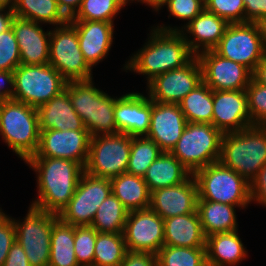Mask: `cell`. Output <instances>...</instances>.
Returning a JSON list of instances; mask_svg holds the SVG:
<instances>
[{
  "instance_id": "obj_3",
  "label": "cell",
  "mask_w": 266,
  "mask_h": 266,
  "mask_svg": "<svg viewBox=\"0 0 266 266\" xmlns=\"http://www.w3.org/2000/svg\"><path fill=\"white\" fill-rule=\"evenodd\" d=\"M219 162L251 183L266 164V125L223 134Z\"/></svg>"
},
{
  "instance_id": "obj_24",
  "label": "cell",
  "mask_w": 266,
  "mask_h": 266,
  "mask_svg": "<svg viewBox=\"0 0 266 266\" xmlns=\"http://www.w3.org/2000/svg\"><path fill=\"white\" fill-rule=\"evenodd\" d=\"M228 25L226 20L204 9L181 30V33L190 50L197 56L200 52L213 50L224 36Z\"/></svg>"
},
{
  "instance_id": "obj_40",
  "label": "cell",
  "mask_w": 266,
  "mask_h": 266,
  "mask_svg": "<svg viewBox=\"0 0 266 266\" xmlns=\"http://www.w3.org/2000/svg\"><path fill=\"white\" fill-rule=\"evenodd\" d=\"M167 10L170 13L168 18L172 15L179 20L188 21L184 26L171 27L162 25L152 26L163 31H181L187 24H189L196 16H198L205 9V2L203 0H169Z\"/></svg>"
},
{
  "instance_id": "obj_47",
  "label": "cell",
  "mask_w": 266,
  "mask_h": 266,
  "mask_svg": "<svg viewBox=\"0 0 266 266\" xmlns=\"http://www.w3.org/2000/svg\"><path fill=\"white\" fill-rule=\"evenodd\" d=\"M245 5V22H256L266 15V0H243Z\"/></svg>"
},
{
  "instance_id": "obj_15",
  "label": "cell",
  "mask_w": 266,
  "mask_h": 266,
  "mask_svg": "<svg viewBox=\"0 0 266 266\" xmlns=\"http://www.w3.org/2000/svg\"><path fill=\"white\" fill-rule=\"evenodd\" d=\"M123 235L127 250L156 255L164 245V219L150 207L129 211Z\"/></svg>"
},
{
  "instance_id": "obj_1",
  "label": "cell",
  "mask_w": 266,
  "mask_h": 266,
  "mask_svg": "<svg viewBox=\"0 0 266 266\" xmlns=\"http://www.w3.org/2000/svg\"><path fill=\"white\" fill-rule=\"evenodd\" d=\"M25 163L37 174L38 195L30 205L59 215L75 193L84 166L73 160L50 157H30Z\"/></svg>"
},
{
  "instance_id": "obj_54",
  "label": "cell",
  "mask_w": 266,
  "mask_h": 266,
  "mask_svg": "<svg viewBox=\"0 0 266 266\" xmlns=\"http://www.w3.org/2000/svg\"><path fill=\"white\" fill-rule=\"evenodd\" d=\"M255 24L258 27L259 35L261 36L262 42L266 49V15L259 18Z\"/></svg>"
},
{
  "instance_id": "obj_36",
  "label": "cell",
  "mask_w": 266,
  "mask_h": 266,
  "mask_svg": "<svg viewBox=\"0 0 266 266\" xmlns=\"http://www.w3.org/2000/svg\"><path fill=\"white\" fill-rule=\"evenodd\" d=\"M162 152L160 147L151 138L147 136L132 137L127 173L143 177L148 167Z\"/></svg>"
},
{
  "instance_id": "obj_46",
  "label": "cell",
  "mask_w": 266,
  "mask_h": 266,
  "mask_svg": "<svg viewBox=\"0 0 266 266\" xmlns=\"http://www.w3.org/2000/svg\"><path fill=\"white\" fill-rule=\"evenodd\" d=\"M119 266H158V261L153 253L127 250Z\"/></svg>"
},
{
  "instance_id": "obj_41",
  "label": "cell",
  "mask_w": 266,
  "mask_h": 266,
  "mask_svg": "<svg viewBox=\"0 0 266 266\" xmlns=\"http://www.w3.org/2000/svg\"><path fill=\"white\" fill-rule=\"evenodd\" d=\"M245 91L253 125H266V86L251 78Z\"/></svg>"
},
{
  "instance_id": "obj_43",
  "label": "cell",
  "mask_w": 266,
  "mask_h": 266,
  "mask_svg": "<svg viewBox=\"0 0 266 266\" xmlns=\"http://www.w3.org/2000/svg\"><path fill=\"white\" fill-rule=\"evenodd\" d=\"M20 64L18 42L11 27L0 33V71L13 72Z\"/></svg>"
},
{
  "instance_id": "obj_8",
  "label": "cell",
  "mask_w": 266,
  "mask_h": 266,
  "mask_svg": "<svg viewBox=\"0 0 266 266\" xmlns=\"http://www.w3.org/2000/svg\"><path fill=\"white\" fill-rule=\"evenodd\" d=\"M13 99L34 108L60 94L67 84L63 76L49 63L20 64L14 71Z\"/></svg>"
},
{
  "instance_id": "obj_32",
  "label": "cell",
  "mask_w": 266,
  "mask_h": 266,
  "mask_svg": "<svg viewBox=\"0 0 266 266\" xmlns=\"http://www.w3.org/2000/svg\"><path fill=\"white\" fill-rule=\"evenodd\" d=\"M187 122L212 124L213 90L203 81L179 103Z\"/></svg>"
},
{
  "instance_id": "obj_53",
  "label": "cell",
  "mask_w": 266,
  "mask_h": 266,
  "mask_svg": "<svg viewBox=\"0 0 266 266\" xmlns=\"http://www.w3.org/2000/svg\"><path fill=\"white\" fill-rule=\"evenodd\" d=\"M131 2H140L142 4L146 3V5L152 7L153 11H158L163 7L166 6L169 0H129Z\"/></svg>"
},
{
  "instance_id": "obj_45",
  "label": "cell",
  "mask_w": 266,
  "mask_h": 266,
  "mask_svg": "<svg viewBox=\"0 0 266 266\" xmlns=\"http://www.w3.org/2000/svg\"><path fill=\"white\" fill-rule=\"evenodd\" d=\"M251 202L266 207V164L258 171L250 183Z\"/></svg>"
},
{
  "instance_id": "obj_20",
  "label": "cell",
  "mask_w": 266,
  "mask_h": 266,
  "mask_svg": "<svg viewBox=\"0 0 266 266\" xmlns=\"http://www.w3.org/2000/svg\"><path fill=\"white\" fill-rule=\"evenodd\" d=\"M198 186L192 174L181 184L151 192L150 208L162 219L197 211Z\"/></svg>"
},
{
  "instance_id": "obj_23",
  "label": "cell",
  "mask_w": 266,
  "mask_h": 266,
  "mask_svg": "<svg viewBox=\"0 0 266 266\" xmlns=\"http://www.w3.org/2000/svg\"><path fill=\"white\" fill-rule=\"evenodd\" d=\"M77 30L84 60L93 68L102 62L113 44L114 23L106 21H69Z\"/></svg>"
},
{
  "instance_id": "obj_2",
  "label": "cell",
  "mask_w": 266,
  "mask_h": 266,
  "mask_svg": "<svg viewBox=\"0 0 266 266\" xmlns=\"http://www.w3.org/2000/svg\"><path fill=\"white\" fill-rule=\"evenodd\" d=\"M148 41L130 57L124 70L146 76L147 84L156 76L188 64L196 55L181 31L152 28Z\"/></svg>"
},
{
  "instance_id": "obj_14",
  "label": "cell",
  "mask_w": 266,
  "mask_h": 266,
  "mask_svg": "<svg viewBox=\"0 0 266 266\" xmlns=\"http://www.w3.org/2000/svg\"><path fill=\"white\" fill-rule=\"evenodd\" d=\"M202 81V67L195 56L185 66L156 76L146 91L154 102L179 104Z\"/></svg>"
},
{
  "instance_id": "obj_9",
  "label": "cell",
  "mask_w": 266,
  "mask_h": 266,
  "mask_svg": "<svg viewBox=\"0 0 266 266\" xmlns=\"http://www.w3.org/2000/svg\"><path fill=\"white\" fill-rule=\"evenodd\" d=\"M131 144L132 137L124 133L91 137L85 172L107 179L127 172Z\"/></svg>"
},
{
  "instance_id": "obj_35",
  "label": "cell",
  "mask_w": 266,
  "mask_h": 266,
  "mask_svg": "<svg viewBox=\"0 0 266 266\" xmlns=\"http://www.w3.org/2000/svg\"><path fill=\"white\" fill-rule=\"evenodd\" d=\"M93 266H119L127 252L123 233L97 232Z\"/></svg>"
},
{
  "instance_id": "obj_48",
  "label": "cell",
  "mask_w": 266,
  "mask_h": 266,
  "mask_svg": "<svg viewBox=\"0 0 266 266\" xmlns=\"http://www.w3.org/2000/svg\"><path fill=\"white\" fill-rule=\"evenodd\" d=\"M3 266H31L25 251L17 241L11 246Z\"/></svg>"
},
{
  "instance_id": "obj_42",
  "label": "cell",
  "mask_w": 266,
  "mask_h": 266,
  "mask_svg": "<svg viewBox=\"0 0 266 266\" xmlns=\"http://www.w3.org/2000/svg\"><path fill=\"white\" fill-rule=\"evenodd\" d=\"M205 9L231 23L245 22L243 0H206Z\"/></svg>"
},
{
  "instance_id": "obj_6",
  "label": "cell",
  "mask_w": 266,
  "mask_h": 266,
  "mask_svg": "<svg viewBox=\"0 0 266 266\" xmlns=\"http://www.w3.org/2000/svg\"><path fill=\"white\" fill-rule=\"evenodd\" d=\"M198 199L246 208L251 204L250 183L219 161L197 170Z\"/></svg>"
},
{
  "instance_id": "obj_4",
  "label": "cell",
  "mask_w": 266,
  "mask_h": 266,
  "mask_svg": "<svg viewBox=\"0 0 266 266\" xmlns=\"http://www.w3.org/2000/svg\"><path fill=\"white\" fill-rule=\"evenodd\" d=\"M92 80L67 82L64 90L91 137L116 134L114 109L118 97L100 90Z\"/></svg>"
},
{
  "instance_id": "obj_10",
  "label": "cell",
  "mask_w": 266,
  "mask_h": 266,
  "mask_svg": "<svg viewBox=\"0 0 266 266\" xmlns=\"http://www.w3.org/2000/svg\"><path fill=\"white\" fill-rule=\"evenodd\" d=\"M49 64L67 82L93 79L92 68L84 60L76 28L68 21L51 29Z\"/></svg>"
},
{
  "instance_id": "obj_25",
  "label": "cell",
  "mask_w": 266,
  "mask_h": 266,
  "mask_svg": "<svg viewBox=\"0 0 266 266\" xmlns=\"http://www.w3.org/2000/svg\"><path fill=\"white\" fill-rule=\"evenodd\" d=\"M37 113L40 130H87L65 90L39 106Z\"/></svg>"
},
{
  "instance_id": "obj_21",
  "label": "cell",
  "mask_w": 266,
  "mask_h": 266,
  "mask_svg": "<svg viewBox=\"0 0 266 266\" xmlns=\"http://www.w3.org/2000/svg\"><path fill=\"white\" fill-rule=\"evenodd\" d=\"M187 124L179 104L152 101L150 129L147 137L163 152H171Z\"/></svg>"
},
{
  "instance_id": "obj_12",
  "label": "cell",
  "mask_w": 266,
  "mask_h": 266,
  "mask_svg": "<svg viewBox=\"0 0 266 266\" xmlns=\"http://www.w3.org/2000/svg\"><path fill=\"white\" fill-rule=\"evenodd\" d=\"M213 50L223 58L244 65L251 72L266 56V49L255 22L229 24Z\"/></svg>"
},
{
  "instance_id": "obj_27",
  "label": "cell",
  "mask_w": 266,
  "mask_h": 266,
  "mask_svg": "<svg viewBox=\"0 0 266 266\" xmlns=\"http://www.w3.org/2000/svg\"><path fill=\"white\" fill-rule=\"evenodd\" d=\"M245 248L238 230L212 234L206 237L207 266H236L248 257Z\"/></svg>"
},
{
  "instance_id": "obj_13",
  "label": "cell",
  "mask_w": 266,
  "mask_h": 266,
  "mask_svg": "<svg viewBox=\"0 0 266 266\" xmlns=\"http://www.w3.org/2000/svg\"><path fill=\"white\" fill-rule=\"evenodd\" d=\"M111 193L110 179L84 172L68 205L58 216L72 226L91 225L98 207Z\"/></svg>"
},
{
  "instance_id": "obj_34",
  "label": "cell",
  "mask_w": 266,
  "mask_h": 266,
  "mask_svg": "<svg viewBox=\"0 0 266 266\" xmlns=\"http://www.w3.org/2000/svg\"><path fill=\"white\" fill-rule=\"evenodd\" d=\"M128 212L111 193L98 207L91 226L100 233H123Z\"/></svg>"
},
{
  "instance_id": "obj_52",
  "label": "cell",
  "mask_w": 266,
  "mask_h": 266,
  "mask_svg": "<svg viewBox=\"0 0 266 266\" xmlns=\"http://www.w3.org/2000/svg\"><path fill=\"white\" fill-rule=\"evenodd\" d=\"M252 78L259 84L266 86V56L257 64L252 72Z\"/></svg>"
},
{
  "instance_id": "obj_7",
  "label": "cell",
  "mask_w": 266,
  "mask_h": 266,
  "mask_svg": "<svg viewBox=\"0 0 266 266\" xmlns=\"http://www.w3.org/2000/svg\"><path fill=\"white\" fill-rule=\"evenodd\" d=\"M222 135L213 124L187 122L171 153L194 174L219 161Z\"/></svg>"
},
{
  "instance_id": "obj_29",
  "label": "cell",
  "mask_w": 266,
  "mask_h": 266,
  "mask_svg": "<svg viewBox=\"0 0 266 266\" xmlns=\"http://www.w3.org/2000/svg\"><path fill=\"white\" fill-rule=\"evenodd\" d=\"M235 208L237 206L230 204L197 200V212L205 237L238 230Z\"/></svg>"
},
{
  "instance_id": "obj_22",
  "label": "cell",
  "mask_w": 266,
  "mask_h": 266,
  "mask_svg": "<svg viewBox=\"0 0 266 266\" xmlns=\"http://www.w3.org/2000/svg\"><path fill=\"white\" fill-rule=\"evenodd\" d=\"M12 29L15 33L23 65L49 63L50 31H44L41 23L21 17H14Z\"/></svg>"
},
{
  "instance_id": "obj_28",
  "label": "cell",
  "mask_w": 266,
  "mask_h": 266,
  "mask_svg": "<svg viewBox=\"0 0 266 266\" xmlns=\"http://www.w3.org/2000/svg\"><path fill=\"white\" fill-rule=\"evenodd\" d=\"M192 173L171 153L162 154L148 167L144 181L150 193L186 181Z\"/></svg>"
},
{
  "instance_id": "obj_37",
  "label": "cell",
  "mask_w": 266,
  "mask_h": 266,
  "mask_svg": "<svg viewBox=\"0 0 266 266\" xmlns=\"http://www.w3.org/2000/svg\"><path fill=\"white\" fill-rule=\"evenodd\" d=\"M131 3L129 0H82L78 11L69 21H106L114 23L115 16Z\"/></svg>"
},
{
  "instance_id": "obj_18",
  "label": "cell",
  "mask_w": 266,
  "mask_h": 266,
  "mask_svg": "<svg viewBox=\"0 0 266 266\" xmlns=\"http://www.w3.org/2000/svg\"><path fill=\"white\" fill-rule=\"evenodd\" d=\"M212 124L222 134L233 133L253 125L245 90H213Z\"/></svg>"
},
{
  "instance_id": "obj_49",
  "label": "cell",
  "mask_w": 266,
  "mask_h": 266,
  "mask_svg": "<svg viewBox=\"0 0 266 266\" xmlns=\"http://www.w3.org/2000/svg\"><path fill=\"white\" fill-rule=\"evenodd\" d=\"M7 86V87H6ZM14 76L11 71H0V103L13 99Z\"/></svg>"
},
{
  "instance_id": "obj_55",
  "label": "cell",
  "mask_w": 266,
  "mask_h": 266,
  "mask_svg": "<svg viewBox=\"0 0 266 266\" xmlns=\"http://www.w3.org/2000/svg\"><path fill=\"white\" fill-rule=\"evenodd\" d=\"M17 0H0V8L14 10Z\"/></svg>"
},
{
  "instance_id": "obj_38",
  "label": "cell",
  "mask_w": 266,
  "mask_h": 266,
  "mask_svg": "<svg viewBox=\"0 0 266 266\" xmlns=\"http://www.w3.org/2000/svg\"><path fill=\"white\" fill-rule=\"evenodd\" d=\"M158 266H207L206 247L162 246Z\"/></svg>"
},
{
  "instance_id": "obj_56",
  "label": "cell",
  "mask_w": 266,
  "mask_h": 266,
  "mask_svg": "<svg viewBox=\"0 0 266 266\" xmlns=\"http://www.w3.org/2000/svg\"><path fill=\"white\" fill-rule=\"evenodd\" d=\"M4 214L3 210L0 209V217Z\"/></svg>"
},
{
  "instance_id": "obj_44",
  "label": "cell",
  "mask_w": 266,
  "mask_h": 266,
  "mask_svg": "<svg viewBox=\"0 0 266 266\" xmlns=\"http://www.w3.org/2000/svg\"><path fill=\"white\" fill-rule=\"evenodd\" d=\"M16 241L13 217L3 214L0 217V266L4 265L11 246Z\"/></svg>"
},
{
  "instance_id": "obj_19",
  "label": "cell",
  "mask_w": 266,
  "mask_h": 266,
  "mask_svg": "<svg viewBox=\"0 0 266 266\" xmlns=\"http://www.w3.org/2000/svg\"><path fill=\"white\" fill-rule=\"evenodd\" d=\"M147 96L129 92L118 97L114 109L117 133L131 137L147 136L152 112V100Z\"/></svg>"
},
{
  "instance_id": "obj_5",
  "label": "cell",
  "mask_w": 266,
  "mask_h": 266,
  "mask_svg": "<svg viewBox=\"0 0 266 266\" xmlns=\"http://www.w3.org/2000/svg\"><path fill=\"white\" fill-rule=\"evenodd\" d=\"M0 136L24 162L39 146L37 109L14 99L0 103Z\"/></svg>"
},
{
  "instance_id": "obj_16",
  "label": "cell",
  "mask_w": 266,
  "mask_h": 266,
  "mask_svg": "<svg viewBox=\"0 0 266 266\" xmlns=\"http://www.w3.org/2000/svg\"><path fill=\"white\" fill-rule=\"evenodd\" d=\"M90 134L87 130H40L39 146L31 157H50L73 160L86 166Z\"/></svg>"
},
{
  "instance_id": "obj_33",
  "label": "cell",
  "mask_w": 266,
  "mask_h": 266,
  "mask_svg": "<svg viewBox=\"0 0 266 266\" xmlns=\"http://www.w3.org/2000/svg\"><path fill=\"white\" fill-rule=\"evenodd\" d=\"M14 15L37 23L61 26L69 19L59 9L56 0H17Z\"/></svg>"
},
{
  "instance_id": "obj_50",
  "label": "cell",
  "mask_w": 266,
  "mask_h": 266,
  "mask_svg": "<svg viewBox=\"0 0 266 266\" xmlns=\"http://www.w3.org/2000/svg\"><path fill=\"white\" fill-rule=\"evenodd\" d=\"M59 9L70 19L79 9L82 0H56Z\"/></svg>"
},
{
  "instance_id": "obj_30",
  "label": "cell",
  "mask_w": 266,
  "mask_h": 266,
  "mask_svg": "<svg viewBox=\"0 0 266 266\" xmlns=\"http://www.w3.org/2000/svg\"><path fill=\"white\" fill-rule=\"evenodd\" d=\"M112 193L128 210H140L150 207V191L143 177L127 172L110 179Z\"/></svg>"
},
{
  "instance_id": "obj_51",
  "label": "cell",
  "mask_w": 266,
  "mask_h": 266,
  "mask_svg": "<svg viewBox=\"0 0 266 266\" xmlns=\"http://www.w3.org/2000/svg\"><path fill=\"white\" fill-rule=\"evenodd\" d=\"M14 11L7 8H0V33L9 30L14 20Z\"/></svg>"
},
{
  "instance_id": "obj_26",
  "label": "cell",
  "mask_w": 266,
  "mask_h": 266,
  "mask_svg": "<svg viewBox=\"0 0 266 266\" xmlns=\"http://www.w3.org/2000/svg\"><path fill=\"white\" fill-rule=\"evenodd\" d=\"M164 246L206 247L197 211L164 219Z\"/></svg>"
},
{
  "instance_id": "obj_11",
  "label": "cell",
  "mask_w": 266,
  "mask_h": 266,
  "mask_svg": "<svg viewBox=\"0 0 266 266\" xmlns=\"http://www.w3.org/2000/svg\"><path fill=\"white\" fill-rule=\"evenodd\" d=\"M28 209L24 221L13 218L16 241L25 251L31 266H48L52 228L59 216L32 205Z\"/></svg>"
},
{
  "instance_id": "obj_31",
  "label": "cell",
  "mask_w": 266,
  "mask_h": 266,
  "mask_svg": "<svg viewBox=\"0 0 266 266\" xmlns=\"http://www.w3.org/2000/svg\"><path fill=\"white\" fill-rule=\"evenodd\" d=\"M48 266H80L74 252V226L60 218L52 228Z\"/></svg>"
},
{
  "instance_id": "obj_17",
  "label": "cell",
  "mask_w": 266,
  "mask_h": 266,
  "mask_svg": "<svg viewBox=\"0 0 266 266\" xmlns=\"http://www.w3.org/2000/svg\"><path fill=\"white\" fill-rule=\"evenodd\" d=\"M203 82L212 90H246L252 72L244 65L221 57L214 50L197 55Z\"/></svg>"
},
{
  "instance_id": "obj_39",
  "label": "cell",
  "mask_w": 266,
  "mask_h": 266,
  "mask_svg": "<svg viewBox=\"0 0 266 266\" xmlns=\"http://www.w3.org/2000/svg\"><path fill=\"white\" fill-rule=\"evenodd\" d=\"M97 231L91 225L74 226V252L80 266H93Z\"/></svg>"
}]
</instances>
